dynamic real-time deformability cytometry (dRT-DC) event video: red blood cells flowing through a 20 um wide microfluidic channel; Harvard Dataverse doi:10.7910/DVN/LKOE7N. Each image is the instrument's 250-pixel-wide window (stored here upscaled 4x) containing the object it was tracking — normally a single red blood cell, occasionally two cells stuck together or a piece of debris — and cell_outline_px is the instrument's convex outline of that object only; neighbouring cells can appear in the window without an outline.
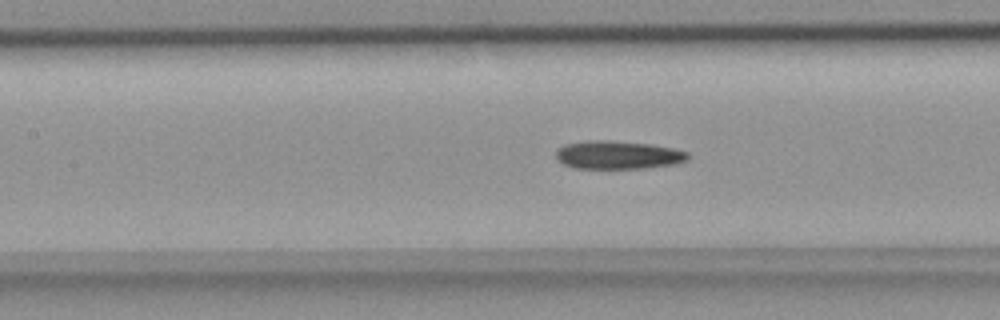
{"species": "common noctule bat (a hibernating species)", "species_latin": "Nyctalus noctula", "temperature_condition": "room temperature", "stored_images_in_passage": 51, "camera_frame_rate_fps": 3000, "um_per_image_px": 0.085, "animal": {"sex": "female", "body_mass_g": 18.4}, "frame": {"image": 1, "passage_image": 22, "time_ms": 7.0, "image_size_px": [1000, 320], "cell_outline_px": [[688, 160], [672, 164], [644, 168], [572, 168], [564, 164], [556, 156], [556, 152], [564, 144], [588, 140], [608, 140], [652, 144], [672, 148], [688, 152]], "centroid_in_image_um": [52.52, 13.16], "position_along_channel_um": 154.9, "area_um2": 21.56}}
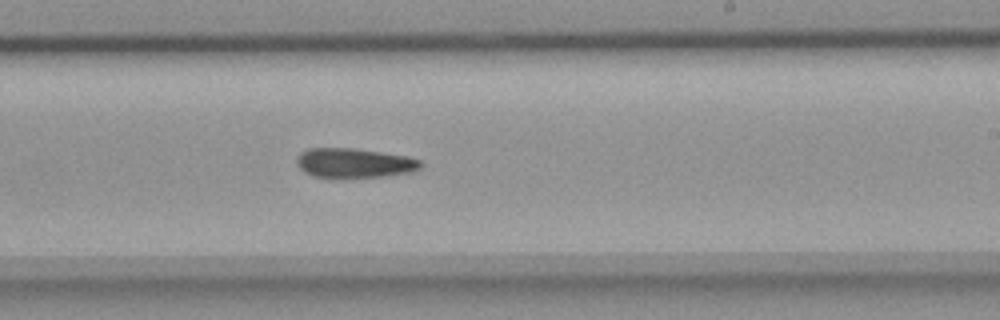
{"frame": {"image": 2, "passage_image": 30, "time_ms": 9.667, "image_size_px": [1000, 320], "cell_outline_px": [[424, 164], [420, 168], [412, 172], [384, 176], [312, 176], [304, 172], [296, 164], [296, 160], [300, 152], [308, 148], [352, 148], [408, 156], [420, 160]], "centroid_in_image_um": [30.12, 13.83], "position_along_channel_um": 258.9, "area_um2": 21.04}}
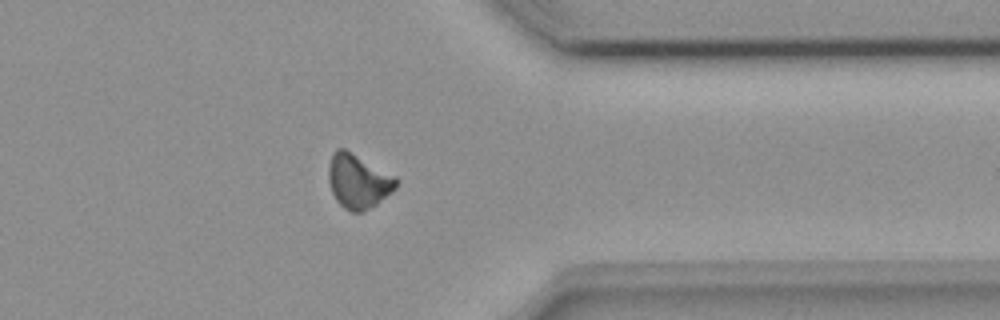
{"frame": {"image": 3, "passage_image": 40, "time_ms": 13.0, "image_size_px": [1000, 320], "cell_outline_px": [[396, 188], [392, 192], [376, 204], [360, 212], [352, 212], [344, 208], [336, 200], [332, 192], [328, 180], [328, 168], [332, 152], [336, 148], [344, 148], [396, 176]], "centroid_in_image_um": [30.42, 15.39], "position_along_channel_um": 381.0, "area_um2": 21.27}, "authors_computed_cell_mechanics": {"area_um2": 21.3282, "velocity_mm_per_s": 3.9222, "shape_relaxation_time_tau1_ms": 4.5726, "shape_relaxation_time_tau2_ms": null, "deformation_change_tau1": 0.1227, "deformation_change_tau2": null}}